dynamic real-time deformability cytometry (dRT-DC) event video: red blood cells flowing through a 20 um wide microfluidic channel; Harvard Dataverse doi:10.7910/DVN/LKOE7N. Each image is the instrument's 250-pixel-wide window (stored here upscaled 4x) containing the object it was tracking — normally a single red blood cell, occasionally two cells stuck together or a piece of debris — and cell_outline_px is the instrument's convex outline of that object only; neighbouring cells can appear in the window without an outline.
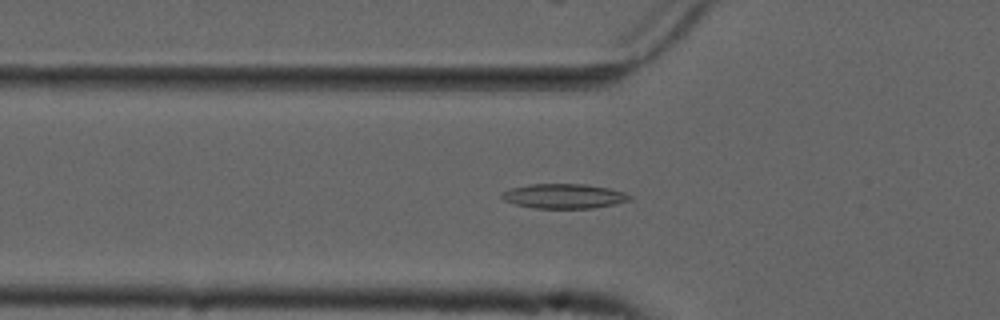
{"species": "common noctule bat (a hibernating species)", "species_latin": "Nyctalus noctula", "temperature_condition": "cold", "stored_images_in_passage": 52, "camera_frame_rate_fps": 3000, "um_per_image_px": 0.085, "animal": {"sex": "male", "forearm_length_mm": 52.5}, "frame": {"image": 1, "passage_image": 16, "time_ms": 5.0, "image_size_px": [1000, 320], "cell_outline_px": [[632, 196], [628, 200], [616, 204], [592, 208], [536, 208], [516, 204], [504, 200], [500, 196], [500, 192], [512, 188], [532, 184], [584, 184], [612, 188], [624, 192]], "centroid_in_image_um": [47.95, 16.66], "position_along_channel_um": 77.9, "area_um2": 18.32}}
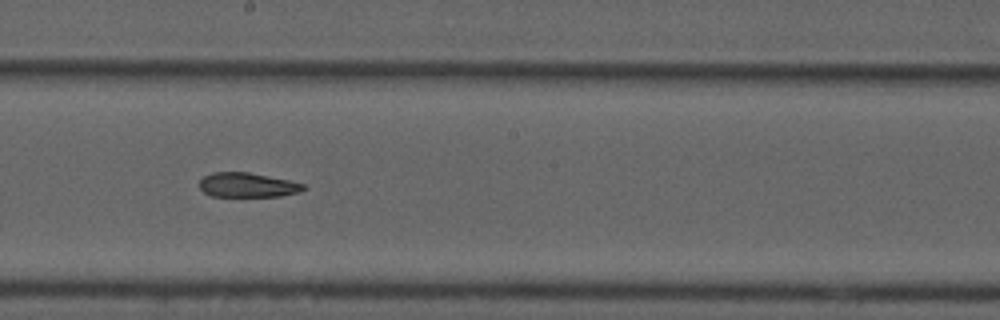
{"frame": {"image": 2, "passage_image": 28, "time_ms": 9.0, "image_size_px": [1000, 320], "cell_outline_px": [[308, 188], [300, 192], [280, 196], [212, 196], [204, 192], [200, 188], [200, 180], [204, 176], [212, 172], [248, 172], [288, 180], [304, 184]], "centroid_in_image_um": [21.05, 15.72], "position_along_channel_um": 227.1, "area_um2": 14.8}}
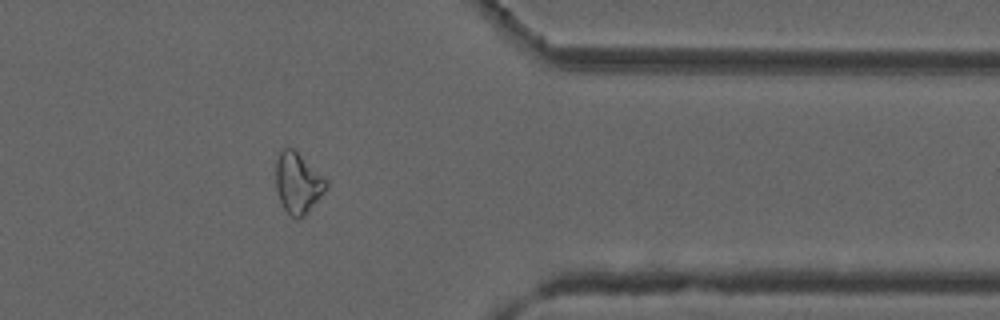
{"frame": {"image": 3, "passage_image": 42, "time_ms": 13.667, "image_size_px": [1000, 320], "cell_outline_px": [[328, 184], [320, 196], [304, 216], [296, 220], [284, 208], [280, 200], [276, 188], [276, 160], [280, 152], [284, 148], [292, 148], [324, 176], [328, 180]], "centroid_in_image_um": [25.31, 15.55], "position_along_channel_um": 386.1, "area_um2": 17.46}, "authors_computed_cell_mechanics": {"area_um2": 17.4556, "velocity_mm_per_s": 3.7209, "shape_relaxation_time_tau1_ms": null, "shape_relaxation_time_tau2_ms": 6.7774, "deformation_change_tau1": null, "deformation_change_tau2": 0.1692}}